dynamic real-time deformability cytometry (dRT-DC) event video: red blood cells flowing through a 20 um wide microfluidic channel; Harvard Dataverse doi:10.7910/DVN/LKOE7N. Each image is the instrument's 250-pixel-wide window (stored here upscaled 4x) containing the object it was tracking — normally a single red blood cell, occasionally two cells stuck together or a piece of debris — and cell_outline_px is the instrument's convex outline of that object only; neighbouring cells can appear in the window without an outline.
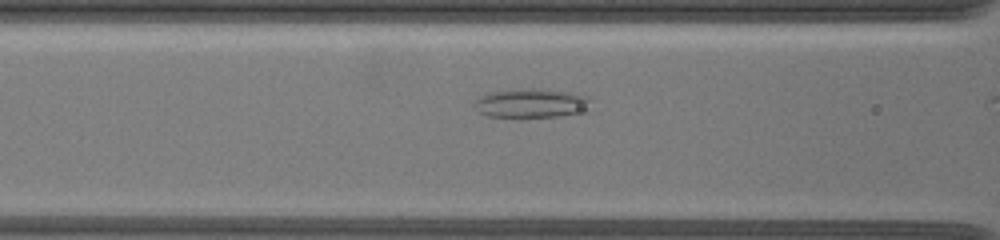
{"species": "common noctule bat (a hibernating species)", "species_latin": "Nyctalus noctula", "temperature_condition": "warm", "stored_images_in_passage": 13, "camera_frame_rate_fps": 3000, "um_per_image_px": 0.085, "animal": {"sex": "female", "body_mass_g": 19.5, "forearm_length_mm": 54.1}, "frame": {"image": 1, "passage_image": 6, "time_ms": 2.0, "image_size_px": [1000, 240], "cell_outline_px": [[588, 112], [560, 116], [520, 120], [488, 116], [480, 112], [472, 104], [480, 96], [488, 92], [568, 92], [588, 96]], "centroid_in_image_um": [45.14, 8.9], "position_along_channel_um": 121.5, "area_um2": 19.31}}
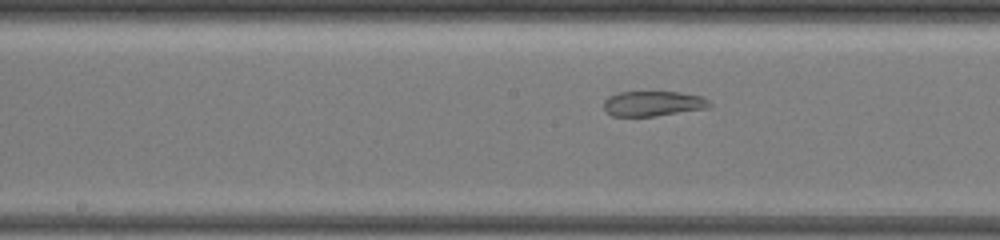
{"frame": {"image": 2, "passage_image": 11, "time_ms": 4.0, "image_size_px": [1000, 240], "cell_outline_px": [[712, 104], [708, 108], [656, 116], [612, 116], [604, 108], [604, 100], [608, 96], [620, 92], [680, 92], [704, 96]], "centroid_in_image_um": [55.54, 8.8], "position_along_channel_um": 192.7, "area_um2": 15.55}}